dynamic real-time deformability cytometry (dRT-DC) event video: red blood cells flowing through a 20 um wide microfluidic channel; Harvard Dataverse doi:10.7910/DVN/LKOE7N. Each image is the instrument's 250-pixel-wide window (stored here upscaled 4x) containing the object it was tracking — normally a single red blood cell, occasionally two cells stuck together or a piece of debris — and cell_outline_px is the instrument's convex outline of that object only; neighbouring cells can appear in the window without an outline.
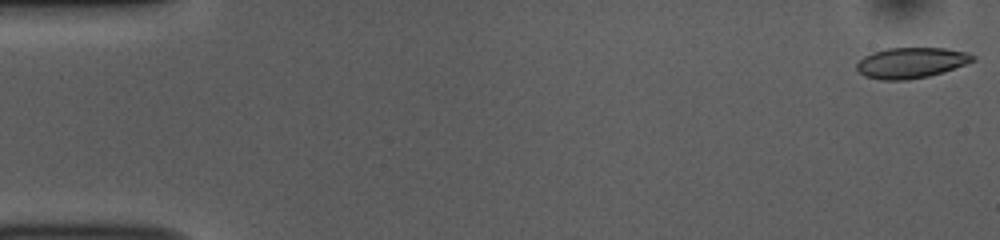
{"species": "common noctule bat (a hibernating species)", "species_latin": "Nyctalus noctula", "temperature_condition": "room temperature", "stored_images_in_passage": 52, "camera_frame_rate_fps": 3000, "um_per_image_px": 0.085, "animal": {"sex": "female", "body_mass_g": 10.0, "forearm_length_mm": 53.1}, "frame": {"image": 1, "passage_image": 1, "time_ms": 0.0, "image_size_px": [1000, 240], "cell_outline_px": [[976, 60], [928, 76], [908, 80], [880, 80], [864, 76], [856, 68], [856, 64], [864, 56], [872, 52], [888, 48], [944, 48], [968, 52], [976, 56]], "centroid_in_image_um": [77.42, 5.33], "position_along_channel_um": 7.6, "area_um2": 20.63}}
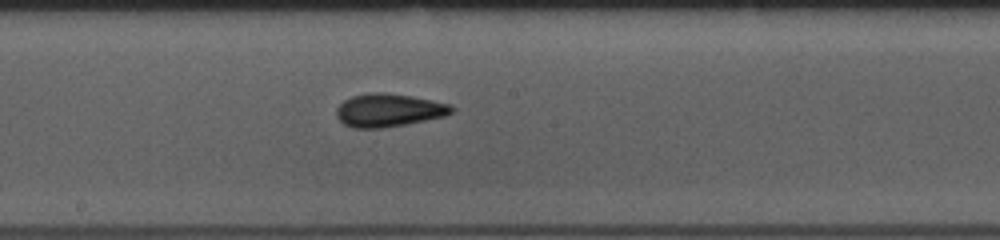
{"frame": {"image": 2, "passage_image": 28, "time_ms": 9.0, "image_size_px": [1000, 240], "cell_outline_px": [[456, 108], [452, 112], [444, 116], [404, 124], [380, 128], [352, 128], [344, 124], [336, 116], [336, 108], [344, 100], [352, 96], [368, 92], [384, 92], [412, 96], [452, 104]], "centroid_in_image_um": [33.03, 9.35], "position_along_channel_um": 215.2, "area_um2": 22.25}}
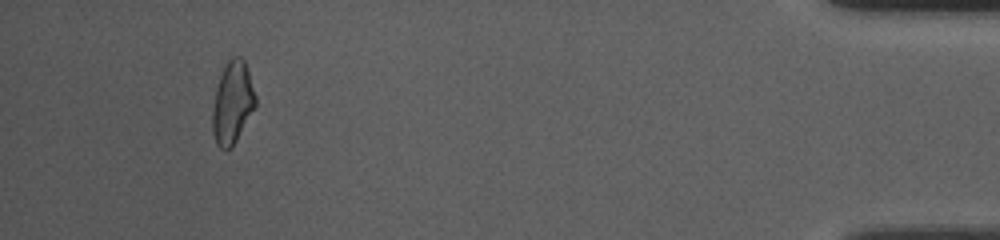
{"frame": {"image": 3, "passage_image": 49, "time_ms": 16.0, "image_size_px": [1000, 240], "cell_outline_px": [[256, 104], [232, 148], [220, 148], [216, 144], [212, 132], [212, 108], [216, 88], [220, 76], [228, 60], [232, 56], [240, 56], [244, 60], [256, 96]], "centroid_in_image_um": [19.74, 8.73], "position_along_channel_um": 415.5, "area_um2": 20.4}, "authors_computed_cell_mechanics": {"area_um2": 21.0103, "velocity_mm_per_s": 3.8225, "shape_relaxation_time_tau1_ms": 7.9557, "shape_relaxation_time_tau2_ms": 3.1812, "deformation_change_tau1": 0.1593, "deformation_change_tau2": 0.1042}}